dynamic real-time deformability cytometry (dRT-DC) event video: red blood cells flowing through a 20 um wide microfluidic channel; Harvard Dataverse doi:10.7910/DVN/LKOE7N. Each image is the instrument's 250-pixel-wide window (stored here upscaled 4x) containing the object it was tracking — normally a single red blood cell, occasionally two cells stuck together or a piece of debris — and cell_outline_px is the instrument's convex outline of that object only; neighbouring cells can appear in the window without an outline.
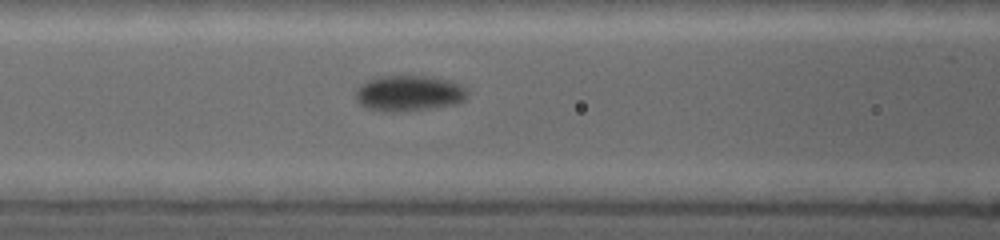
{"species": "common noctule bat (a hibernating species)", "species_latin": "Nyctalus noctula", "temperature_condition": "warm", "stored_images_in_passage": 29, "camera_frame_rate_fps": 5000, "um_per_image_px": 0.085, "animal": {"sex": "female", "body_mass_g": 19.0, "forearm_length_mm": 53.3}, "frame": {"image": 1, "passage_image": 4, "time_ms": 1.6, "image_size_px": [1000, 240], "cell_outline_px": [[468, 96], [464, 100], [456, 104], [432, 108], [404, 112], [384, 112], [364, 108], [356, 100], [356, 88], [360, 84], [368, 80], [380, 76], [424, 76], [448, 80], [460, 84], [468, 92]], "centroid_in_image_um": [34.73, 7.95], "position_along_channel_um": 131.9, "area_um2": 23.58}}
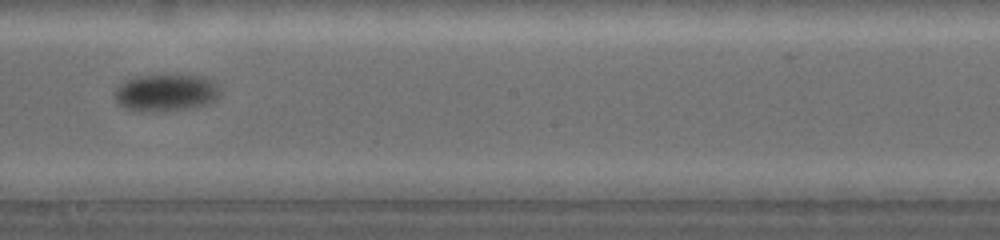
{"frame": {"image": 2, "passage_image": 9, "time_ms": 4.0, "image_size_px": [1000, 240], "cell_outline_px": [[220, 96], [216, 100], [208, 104], [188, 108], [156, 112], [148, 112], [124, 108], [116, 100], [116, 88], [124, 80], [136, 76], [188, 72], [204, 76], [216, 80], [220, 88]], "centroid_in_image_um": [14.19, 7.82], "position_along_channel_um": 234.0, "area_um2": 23.87}}
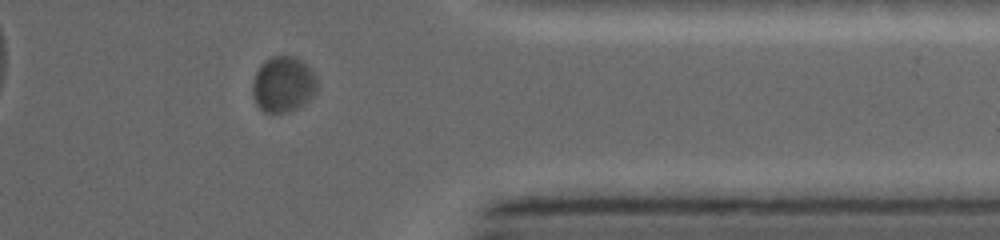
{"frame": {"image": 3, "passage_image": 18, "time_ms": 7.8, "image_size_px": [1000, 240], "cell_outline_px": [[320, 84], [316, 92], [304, 104], [288, 112], [264, 112], [256, 104], [252, 96], [252, 84], [256, 72], [260, 64], [264, 60], [272, 56], [292, 56], [304, 60], [316, 72]], "centroid_in_image_um": [24.12, 7.14], "position_along_channel_um": 387.3, "area_um2": 21.62}}